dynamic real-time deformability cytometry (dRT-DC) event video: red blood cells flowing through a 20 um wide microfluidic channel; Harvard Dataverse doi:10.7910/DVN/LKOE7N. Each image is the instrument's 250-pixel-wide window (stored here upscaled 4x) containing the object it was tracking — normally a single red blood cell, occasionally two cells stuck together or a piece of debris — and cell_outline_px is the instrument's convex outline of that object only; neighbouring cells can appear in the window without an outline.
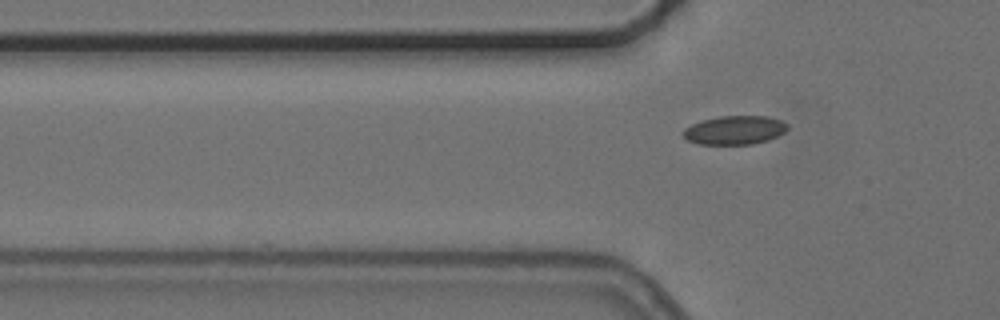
{"species": "common noctule bat (a hibernating species)", "species_latin": "Nyctalus noctula", "temperature_condition": "cold", "stored_images_in_passage": 7, "segment_of_instrument_passage": [2, 2], "camera_frame_rate_fps": 3000, "um_per_image_px": 0.085, "animal": {"sex": "female", "body_mass_g": 24.6, "forearm_length_mm": 56.2}, "frame": {"image": 1, "passage_image": 7, "time_ms": 7.0, "image_size_px": [1000, 320], "cell_outline_px": [[788, 128], [784, 132], [768, 140], [752, 144], [696, 144], [688, 140], [680, 132], [684, 128], [700, 120], [720, 116], [768, 116], [780, 120], [788, 124]], "centroid_in_image_um": [62.41, 11.05], "position_along_channel_um": 63.4, "area_um2": 17.57}}